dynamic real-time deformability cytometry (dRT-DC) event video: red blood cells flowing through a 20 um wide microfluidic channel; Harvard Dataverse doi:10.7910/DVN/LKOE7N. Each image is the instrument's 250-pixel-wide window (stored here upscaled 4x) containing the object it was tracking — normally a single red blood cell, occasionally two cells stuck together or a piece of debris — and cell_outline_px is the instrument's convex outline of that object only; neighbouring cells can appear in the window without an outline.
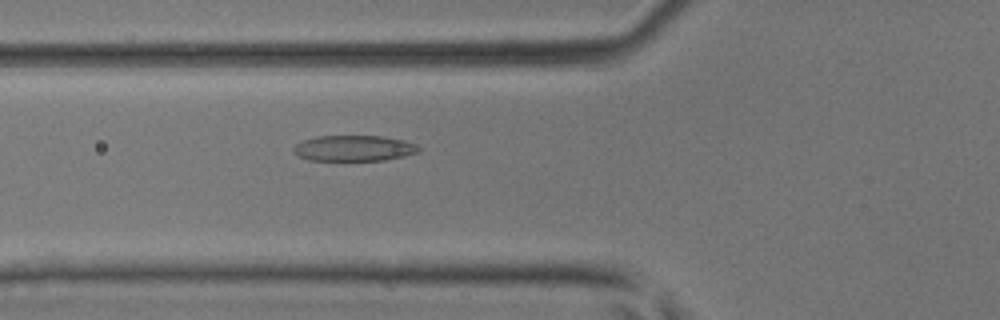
{"species": "common noctule bat (a hibernating species)", "species_latin": "Nyctalus noctula", "temperature_condition": "room temperature", "stored_images_in_passage": 34, "camera_frame_rate_fps": 3000, "um_per_image_px": 0.085, "animal": {"sex": "male", "body_mass_g": 17.9, "forearm_length_mm": 54.2}, "frame": {"image": 1, "passage_image": 10, "time_ms": 3.0, "image_size_px": [1000, 320], "cell_outline_px": [[420, 152], [404, 156], [384, 160], [308, 160], [296, 156], [292, 152], [292, 148], [296, 144], [304, 140], [316, 136], [384, 136], [404, 140], [416, 144], [420, 148]], "centroid_in_image_um": [30.07, 12.6], "position_along_channel_um": 95.7, "area_um2": 18.96}}
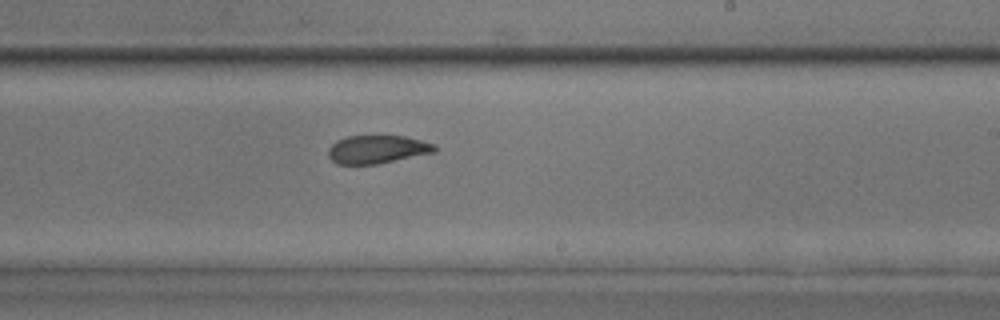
{"frame": {"image": 2, "passage_image": 21, "time_ms": 6.667, "image_size_px": [1000, 320], "cell_outline_px": [[436, 152], [380, 164], [336, 164], [328, 156], [328, 148], [336, 140], [348, 136], [404, 136], [436, 144]], "centroid_in_image_um": [32.07, 12.7], "position_along_channel_um": 256.9, "area_um2": 17.63}}
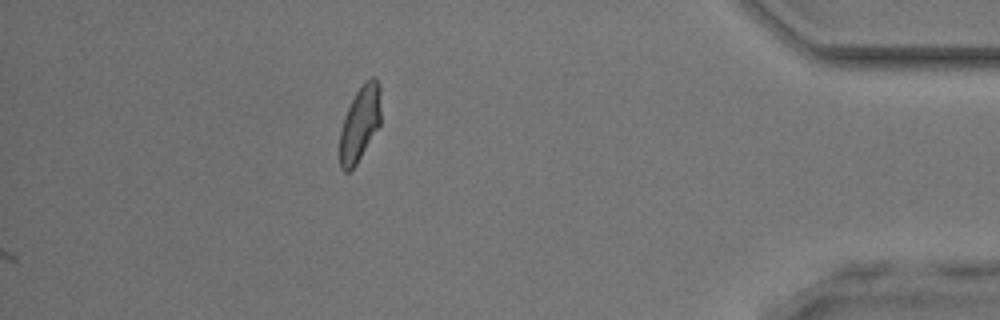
{"frame": {"image": 3, "passage_image": 34, "time_ms": 11.0, "image_size_px": [1000, 320], "cell_outline_px": [[380, 124], [356, 164], [348, 172], [344, 172], [340, 168], [340, 132], [344, 116], [356, 92], [372, 76], [376, 76], [380, 84]], "centroid_in_image_um": [30.59, 10.5], "position_along_channel_um": 404.6, "area_um2": 17.74}}